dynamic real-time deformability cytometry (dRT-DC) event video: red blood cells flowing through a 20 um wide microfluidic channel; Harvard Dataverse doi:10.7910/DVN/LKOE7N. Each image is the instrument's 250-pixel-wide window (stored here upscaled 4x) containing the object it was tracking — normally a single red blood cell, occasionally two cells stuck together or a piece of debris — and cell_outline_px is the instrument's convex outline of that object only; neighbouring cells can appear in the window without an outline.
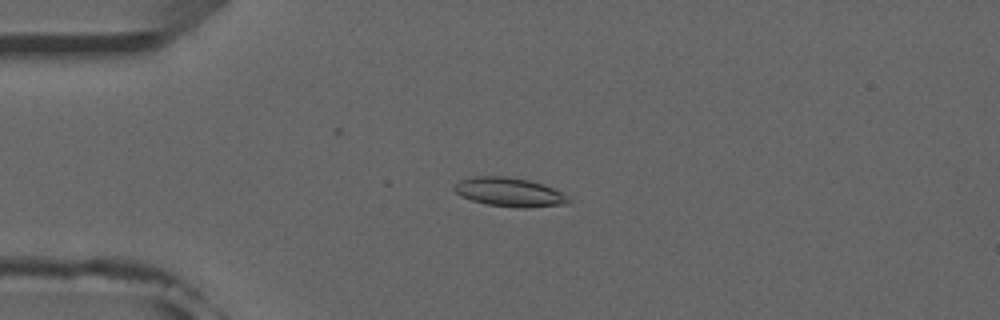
{"species": "common noctule bat (a hibernating species)", "species_latin": "Nyctalus noctula", "temperature_condition": "room temperature", "stored_images_in_passage": 44, "camera_frame_rate_fps": 3000, "um_per_image_px": 0.085, "animal": {"sex": "male", "forearm_length_mm": 52.5}, "frame": {"image": 1, "passage_image": 13, "time_ms": 4.0, "image_size_px": [1000, 320], "cell_outline_px": [[572, 200], [568, 204], [528, 208], [516, 208], [484, 204], [460, 196], [452, 188], [452, 184], [460, 180], [472, 176], [504, 176], [528, 180], [544, 184], [560, 192]], "centroid_in_image_um": [43.26, 16.34], "position_along_channel_um": 41.7, "area_um2": 19.54}}
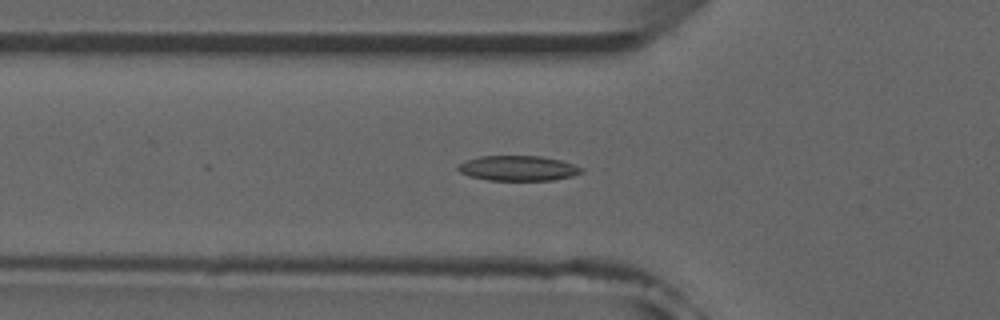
{"frame": {"image": 2, "passage_image": 18, "time_ms": 5.667, "image_size_px": [1000, 320], "cell_outline_px": [[584, 172], [572, 176], [552, 180], [488, 180], [468, 176], [460, 172], [456, 168], [460, 164], [468, 160], [480, 156], [540, 156], [560, 160], [584, 168]], "centroid_in_image_um": [44.05, 14.3], "position_along_channel_um": 81.7, "area_um2": 17.98}}
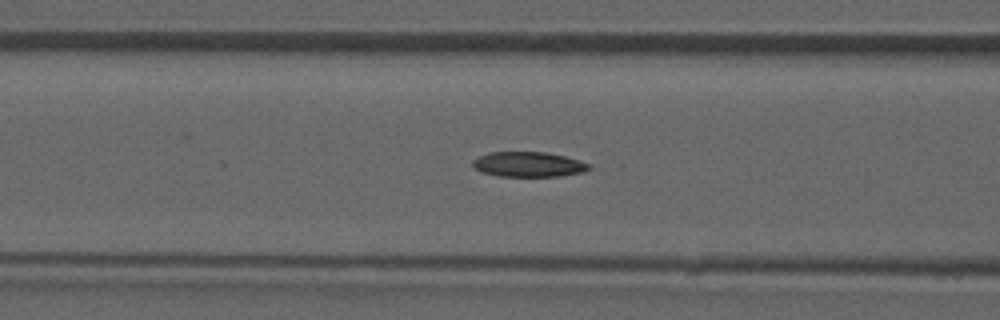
{"frame": {"image": 3, "passage_image": 21, "time_ms": 6.667, "image_size_px": [1000, 320], "cell_outline_px": [[592, 168], [584, 172], [560, 176], [496, 176], [480, 172], [472, 164], [472, 160], [488, 152], [544, 152], [564, 156], [580, 160], [588, 164]], "centroid_in_image_um": [44.91, 13.97], "position_along_channel_um": 121.7, "area_um2": 16.99}, "authors_computed_cell_mechanics": {"area_um2": 18.0336, "velocity_mm_per_s": 3.9277, "shape_relaxation_time_tau1_ms": null, "shape_relaxation_time_tau2_ms": 3.2486, "deformation_change_tau1": null, "deformation_change_tau2": 0.0881}}